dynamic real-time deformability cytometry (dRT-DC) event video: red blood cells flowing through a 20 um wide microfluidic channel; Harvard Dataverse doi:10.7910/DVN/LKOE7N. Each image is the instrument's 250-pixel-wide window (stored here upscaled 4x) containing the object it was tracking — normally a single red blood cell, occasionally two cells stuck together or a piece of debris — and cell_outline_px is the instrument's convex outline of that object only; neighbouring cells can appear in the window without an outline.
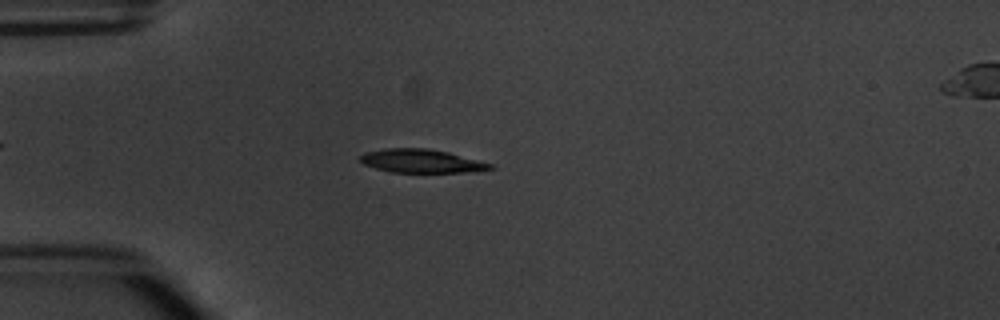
{"species": "common noctule bat (a hibernating species)", "species_latin": "Nyctalus noctula", "temperature_condition": "warm", "stored_images_in_passage": 4, "camera_frame_rate_fps": 3000, "um_per_image_px": 0.085, "animal": {"sex": "male", "body_mass_g": 20.1, "forearm_length_mm": 53.5}, "frame": {"image": 1, "passage_image": 3, "time_ms": 2.667, "image_size_px": [1000, 320], "cell_outline_px": [[496, 168], [476, 172], [392, 172], [376, 168], [364, 164], [360, 160], [360, 156], [364, 152], [384, 148], [428, 148], [448, 152], [492, 164]], "centroid_in_image_um": [35.83, 13.68], "position_along_channel_um": 49.2, "area_um2": 17.8}}